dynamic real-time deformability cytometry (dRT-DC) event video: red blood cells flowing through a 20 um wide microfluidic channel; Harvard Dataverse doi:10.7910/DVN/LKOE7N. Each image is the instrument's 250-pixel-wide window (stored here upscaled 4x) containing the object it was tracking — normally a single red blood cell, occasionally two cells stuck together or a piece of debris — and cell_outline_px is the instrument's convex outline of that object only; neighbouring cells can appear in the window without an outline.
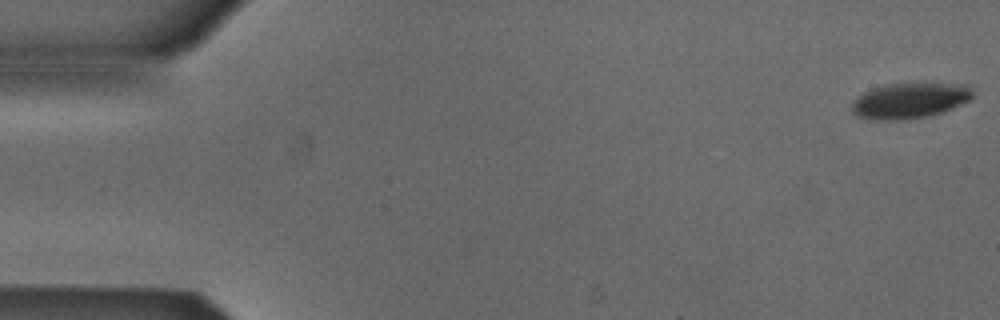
{"species": "Egyptian fruit bat (a non-hibernating species)", "species_latin": "Rousettus aegyptiacus", "temperature_condition": "cold", "stored_images_in_passage": 53, "camera_frame_rate_fps": 3000, "um_per_image_px": 0.085, "animal": {"sex": "male"}, "frame": {"image": 1, "passage_image": 1, "time_ms": 0.0, "image_size_px": [1000, 320], "cell_outline_px": [[972, 96], [968, 100], [960, 104], [940, 112], [928, 116], [888, 120], [856, 116], [852, 112], [852, 100], [864, 92], [872, 88], [888, 84], [968, 84], [972, 88]], "centroid_in_image_um": [77.3, 8.53], "position_along_channel_um": 7.7, "area_um2": 24.39}}
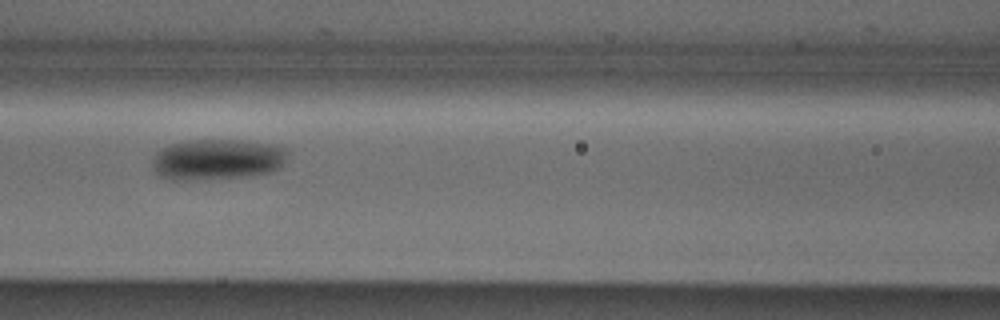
{"frame": {"image": 2, "passage_image": 23, "time_ms": 7.333, "image_size_px": [1000, 320], "cell_outline_px": [[288, 156], [284, 164], [280, 168], [272, 172], [248, 176], [192, 180], [172, 180], [156, 176], [152, 172], [152, 160], [156, 152], [160, 148], [172, 144], [188, 140], [240, 140], [272, 144], [284, 148], [288, 152]], "centroid_in_image_um": [18.43, 13.56], "position_along_channel_um": 148.2, "area_um2": 32.71}}
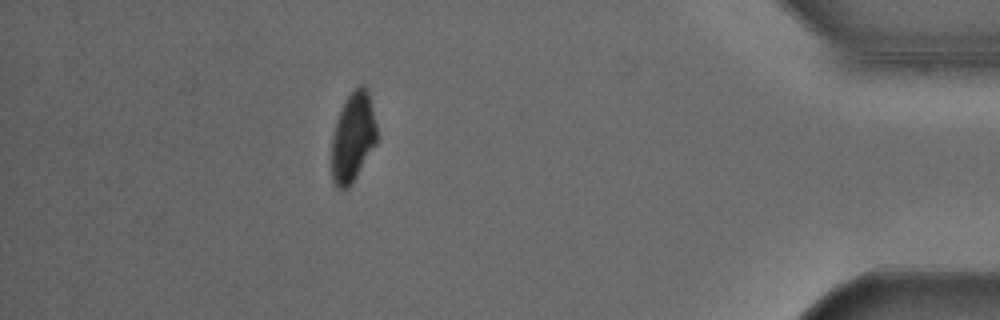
{"frame": {"image": 3, "passage_image": 47, "time_ms": 15.333, "image_size_px": [1000, 320], "cell_outline_px": [[376, 144], [352, 184], [344, 192], [340, 192], [332, 184], [332, 136], [336, 120], [348, 96], [360, 84], [364, 84], [368, 88], [376, 124]], "centroid_in_image_um": [29.99, 11.73], "position_along_channel_um": 405.2, "area_um2": 23.81}, "authors_computed_cell_mechanics": {"area_um2": 27.6862, "velocity_mm_per_s": 3.855, "shape_relaxation_time_tau1_ms": 2.2472, "shape_relaxation_time_tau2_ms": null, "deformation_change_tau1": 0.1164, "deformation_change_tau2": null}}